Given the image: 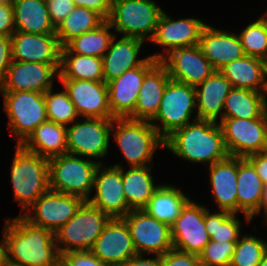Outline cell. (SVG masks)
Instances as JSON below:
<instances>
[{"label": "cell", "mask_w": 267, "mask_h": 266, "mask_svg": "<svg viewBox=\"0 0 267 266\" xmlns=\"http://www.w3.org/2000/svg\"><path fill=\"white\" fill-rule=\"evenodd\" d=\"M7 259L24 266H55L60 254L54 233L30 224L21 215L5 222Z\"/></svg>", "instance_id": "1"}, {"label": "cell", "mask_w": 267, "mask_h": 266, "mask_svg": "<svg viewBox=\"0 0 267 266\" xmlns=\"http://www.w3.org/2000/svg\"><path fill=\"white\" fill-rule=\"evenodd\" d=\"M185 127L173 132L164 140L175 156L193 163H209L208 166L226 159L229 155L218 122L192 119Z\"/></svg>", "instance_id": "2"}, {"label": "cell", "mask_w": 267, "mask_h": 266, "mask_svg": "<svg viewBox=\"0 0 267 266\" xmlns=\"http://www.w3.org/2000/svg\"><path fill=\"white\" fill-rule=\"evenodd\" d=\"M11 165L10 178L14 199L21 206V212L27 209L49 188L48 159L16 145Z\"/></svg>", "instance_id": "3"}, {"label": "cell", "mask_w": 267, "mask_h": 266, "mask_svg": "<svg viewBox=\"0 0 267 266\" xmlns=\"http://www.w3.org/2000/svg\"><path fill=\"white\" fill-rule=\"evenodd\" d=\"M111 131L130 167L149 166L156 149L164 147V140L150 121L114 118Z\"/></svg>", "instance_id": "4"}, {"label": "cell", "mask_w": 267, "mask_h": 266, "mask_svg": "<svg viewBox=\"0 0 267 266\" xmlns=\"http://www.w3.org/2000/svg\"><path fill=\"white\" fill-rule=\"evenodd\" d=\"M48 163L50 190L87 201L93 189L96 169L103 162L66 153L50 158Z\"/></svg>", "instance_id": "5"}, {"label": "cell", "mask_w": 267, "mask_h": 266, "mask_svg": "<svg viewBox=\"0 0 267 266\" xmlns=\"http://www.w3.org/2000/svg\"><path fill=\"white\" fill-rule=\"evenodd\" d=\"M163 13L153 0H111L108 22L123 37L150 42Z\"/></svg>", "instance_id": "6"}, {"label": "cell", "mask_w": 267, "mask_h": 266, "mask_svg": "<svg viewBox=\"0 0 267 266\" xmlns=\"http://www.w3.org/2000/svg\"><path fill=\"white\" fill-rule=\"evenodd\" d=\"M109 220L106 213L85 201L76 214L54 233L60 256L70 251L90 250Z\"/></svg>", "instance_id": "7"}, {"label": "cell", "mask_w": 267, "mask_h": 266, "mask_svg": "<svg viewBox=\"0 0 267 266\" xmlns=\"http://www.w3.org/2000/svg\"><path fill=\"white\" fill-rule=\"evenodd\" d=\"M194 110L196 111L195 86L170 79L165 87L159 110L150 123L165 140L176 130L191 123ZM158 121L162 125L155 123Z\"/></svg>", "instance_id": "8"}, {"label": "cell", "mask_w": 267, "mask_h": 266, "mask_svg": "<svg viewBox=\"0 0 267 266\" xmlns=\"http://www.w3.org/2000/svg\"><path fill=\"white\" fill-rule=\"evenodd\" d=\"M8 129L21 145L42 122L48 120L44 93L2 92Z\"/></svg>", "instance_id": "9"}, {"label": "cell", "mask_w": 267, "mask_h": 266, "mask_svg": "<svg viewBox=\"0 0 267 266\" xmlns=\"http://www.w3.org/2000/svg\"><path fill=\"white\" fill-rule=\"evenodd\" d=\"M229 156L246 158L267 151V113L259 118H222L217 121Z\"/></svg>", "instance_id": "10"}, {"label": "cell", "mask_w": 267, "mask_h": 266, "mask_svg": "<svg viewBox=\"0 0 267 266\" xmlns=\"http://www.w3.org/2000/svg\"><path fill=\"white\" fill-rule=\"evenodd\" d=\"M113 119L82 117L67 126V153L104 159L108 154Z\"/></svg>", "instance_id": "11"}, {"label": "cell", "mask_w": 267, "mask_h": 266, "mask_svg": "<svg viewBox=\"0 0 267 266\" xmlns=\"http://www.w3.org/2000/svg\"><path fill=\"white\" fill-rule=\"evenodd\" d=\"M84 202L80 197L49 189L28 208L30 211L21 216L30 224L55 233L76 214Z\"/></svg>", "instance_id": "12"}, {"label": "cell", "mask_w": 267, "mask_h": 266, "mask_svg": "<svg viewBox=\"0 0 267 266\" xmlns=\"http://www.w3.org/2000/svg\"><path fill=\"white\" fill-rule=\"evenodd\" d=\"M139 255L162 256L173 248L170 226L155 219L144 209L131 210L123 217Z\"/></svg>", "instance_id": "13"}, {"label": "cell", "mask_w": 267, "mask_h": 266, "mask_svg": "<svg viewBox=\"0 0 267 266\" xmlns=\"http://www.w3.org/2000/svg\"><path fill=\"white\" fill-rule=\"evenodd\" d=\"M100 164L94 175L95 195L87 202L106 213L110 218H123L132 209L128 206L122 182V165Z\"/></svg>", "instance_id": "14"}, {"label": "cell", "mask_w": 267, "mask_h": 266, "mask_svg": "<svg viewBox=\"0 0 267 266\" xmlns=\"http://www.w3.org/2000/svg\"><path fill=\"white\" fill-rule=\"evenodd\" d=\"M159 61L147 56V59L136 68L124 72L119 78L107 83L109 107L114 118L135 120V105L144 76Z\"/></svg>", "instance_id": "15"}, {"label": "cell", "mask_w": 267, "mask_h": 266, "mask_svg": "<svg viewBox=\"0 0 267 266\" xmlns=\"http://www.w3.org/2000/svg\"><path fill=\"white\" fill-rule=\"evenodd\" d=\"M205 205L191 199L181 209L179 216L170 226L173 248L199 255L209 243L205 228Z\"/></svg>", "instance_id": "16"}, {"label": "cell", "mask_w": 267, "mask_h": 266, "mask_svg": "<svg viewBox=\"0 0 267 266\" xmlns=\"http://www.w3.org/2000/svg\"><path fill=\"white\" fill-rule=\"evenodd\" d=\"M60 63L11 62L1 92H39L45 93L53 88L54 76L59 77ZM57 73V74H56Z\"/></svg>", "instance_id": "17"}, {"label": "cell", "mask_w": 267, "mask_h": 266, "mask_svg": "<svg viewBox=\"0 0 267 266\" xmlns=\"http://www.w3.org/2000/svg\"><path fill=\"white\" fill-rule=\"evenodd\" d=\"M205 25L206 23L193 17L173 19L163 11L150 42L164 47L165 52L152 54L151 57L160 61L174 49L198 45Z\"/></svg>", "instance_id": "18"}, {"label": "cell", "mask_w": 267, "mask_h": 266, "mask_svg": "<svg viewBox=\"0 0 267 266\" xmlns=\"http://www.w3.org/2000/svg\"><path fill=\"white\" fill-rule=\"evenodd\" d=\"M68 92L79 117L114 119L109 107L105 81L59 79Z\"/></svg>", "instance_id": "19"}, {"label": "cell", "mask_w": 267, "mask_h": 266, "mask_svg": "<svg viewBox=\"0 0 267 266\" xmlns=\"http://www.w3.org/2000/svg\"><path fill=\"white\" fill-rule=\"evenodd\" d=\"M90 251L110 266H122L137 255L129 227L123 218H110Z\"/></svg>", "instance_id": "20"}, {"label": "cell", "mask_w": 267, "mask_h": 266, "mask_svg": "<svg viewBox=\"0 0 267 266\" xmlns=\"http://www.w3.org/2000/svg\"><path fill=\"white\" fill-rule=\"evenodd\" d=\"M160 62L171 80L192 86L202 83L215 71L199 45L174 49Z\"/></svg>", "instance_id": "21"}, {"label": "cell", "mask_w": 267, "mask_h": 266, "mask_svg": "<svg viewBox=\"0 0 267 266\" xmlns=\"http://www.w3.org/2000/svg\"><path fill=\"white\" fill-rule=\"evenodd\" d=\"M10 39L13 61L60 63L62 46L56 34L15 31Z\"/></svg>", "instance_id": "22"}, {"label": "cell", "mask_w": 267, "mask_h": 266, "mask_svg": "<svg viewBox=\"0 0 267 266\" xmlns=\"http://www.w3.org/2000/svg\"><path fill=\"white\" fill-rule=\"evenodd\" d=\"M198 45L215 70L245 55L238 35L209 24L203 28Z\"/></svg>", "instance_id": "23"}, {"label": "cell", "mask_w": 267, "mask_h": 266, "mask_svg": "<svg viewBox=\"0 0 267 266\" xmlns=\"http://www.w3.org/2000/svg\"><path fill=\"white\" fill-rule=\"evenodd\" d=\"M230 81L218 70H215L202 83L195 86L196 115L194 119L211 120L217 122L223 118L225 98L232 89Z\"/></svg>", "instance_id": "24"}, {"label": "cell", "mask_w": 267, "mask_h": 266, "mask_svg": "<svg viewBox=\"0 0 267 266\" xmlns=\"http://www.w3.org/2000/svg\"><path fill=\"white\" fill-rule=\"evenodd\" d=\"M117 35L111 40L109 48L102 57L104 81L119 78L124 72L139 67L146 59H139L138 54L145 42L138 38L121 37L116 41Z\"/></svg>", "instance_id": "25"}, {"label": "cell", "mask_w": 267, "mask_h": 266, "mask_svg": "<svg viewBox=\"0 0 267 266\" xmlns=\"http://www.w3.org/2000/svg\"><path fill=\"white\" fill-rule=\"evenodd\" d=\"M212 197L220 211L237 214V157L208 166Z\"/></svg>", "instance_id": "26"}, {"label": "cell", "mask_w": 267, "mask_h": 266, "mask_svg": "<svg viewBox=\"0 0 267 266\" xmlns=\"http://www.w3.org/2000/svg\"><path fill=\"white\" fill-rule=\"evenodd\" d=\"M263 187L254 166L237 157V214L242 212L247 223L258 215Z\"/></svg>", "instance_id": "27"}, {"label": "cell", "mask_w": 267, "mask_h": 266, "mask_svg": "<svg viewBox=\"0 0 267 266\" xmlns=\"http://www.w3.org/2000/svg\"><path fill=\"white\" fill-rule=\"evenodd\" d=\"M169 80L167 69L160 61L144 76L135 105V120L151 121L156 116Z\"/></svg>", "instance_id": "28"}, {"label": "cell", "mask_w": 267, "mask_h": 266, "mask_svg": "<svg viewBox=\"0 0 267 266\" xmlns=\"http://www.w3.org/2000/svg\"><path fill=\"white\" fill-rule=\"evenodd\" d=\"M21 146L41 157L50 158L67 153V127L46 120L42 122Z\"/></svg>", "instance_id": "29"}, {"label": "cell", "mask_w": 267, "mask_h": 266, "mask_svg": "<svg viewBox=\"0 0 267 266\" xmlns=\"http://www.w3.org/2000/svg\"><path fill=\"white\" fill-rule=\"evenodd\" d=\"M218 71L230 81L233 88L262 92L267 62L244 55L240 59L225 64Z\"/></svg>", "instance_id": "30"}, {"label": "cell", "mask_w": 267, "mask_h": 266, "mask_svg": "<svg viewBox=\"0 0 267 266\" xmlns=\"http://www.w3.org/2000/svg\"><path fill=\"white\" fill-rule=\"evenodd\" d=\"M15 31L32 34H55L46 0H11Z\"/></svg>", "instance_id": "31"}, {"label": "cell", "mask_w": 267, "mask_h": 266, "mask_svg": "<svg viewBox=\"0 0 267 266\" xmlns=\"http://www.w3.org/2000/svg\"><path fill=\"white\" fill-rule=\"evenodd\" d=\"M151 165L130 167L124 171L122 168V182L128 206L134 209H144L153 194L160 188L156 185L150 173Z\"/></svg>", "instance_id": "32"}, {"label": "cell", "mask_w": 267, "mask_h": 266, "mask_svg": "<svg viewBox=\"0 0 267 266\" xmlns=\"http://www.w3.org/2000/svg\"><path fill=\"white\" fill-rule=\"evenodd\" d=\"M58 78L104 81L102 58L71 53L63 46Z\"/></svg>", "instance_id": "33"}, {"label": "cell", "mask_w": 267, "mask_h": 266, "mask_svg": "<svg viewBox=\"0 0 267 266\" xmlns=\"http://www.w3.org/2000/svg\"><path fill=\"white\" fill-rule=\"evenodd\" d=\"M189 200L179 188L161 184L144 210L155 219L171 226Z\"/></svg>", "instance_id": "34"}, {"label": "cell", "mask_w": 267, "mask_h": 266, "mask_svg": "<svg viewBox=\"0 0 267 266\" xmlns=\"http://www.w3.org/2000/svg\"><path fill=\"white\" fill-rule=\"evenodd\" d=\"M264 112L262 92L232 88L225 98L223 118H259Z\"/></svg>", "instance_id": "35"}, {"label": "cell", "mask_w": 267, "mask_h": 266, "mask_svg": "<svg viewBox=\"0 0 267 266\" xmlns=\"http://www.w3.org/2000/svg\"><path fill=\"white\" fill-rule=\"evenodd\" d=\"M105 20L88 8L75 6L72 12L55 28L60 45L65 46L74 37L91 31Z\"/></svg>", "instance_id": "36"}, {"label": "cell", "mask_w": 267, "mask_h": 266, "mask_svg": "<svg viewBox=\"0 0 267 266\" xmlns=\"http://www.w3.org/2000/svg\"><path fill=\"white\" fill-rule=\"evenodd\" d=\"M111 26L105 20L97 28L74 37L65 47L71 52L80 55H89L102 58L107 52L111 40L116 34L110 32Z\"/></svg>", "instance_id": "37"}, {"label": "cell", "mask_w": 267, "mask_h": 266, "mask_svg": "<svg viewBox=\"0 0 267 266\" xmlns=\"http://www.w3.org/2000/svg\"><path fill=\"white\" fill-rule=\"evenodd\" d=\"M210 213L205 211V228L210 240L216 242H237L241 236V222L236 217V213L220 211Z\"/></svg>", "instance_id": "38"}, {"label": "cell", "mask_w": 267, "mask_h": 266, "mask_svg": "<svg viewBox=\"0 0 267 266\" xmlns=\"http://www.w3.org/2000/svg\"><path fill=\"white\" fill-rule=\"evenodd\" d=\"M47 118L51 122L66 126L79 118L75 106L70 100L68 92L64 89L53 93L52 88L44 93Z\"/></svg>", "instance_id": "39"}, {"label": "cell", "mask_w": 267, "mask_h": 266, "mask_svg": "<svg viewBox=\"0 0 267 266\" xmlns=\"http://www.w3.org/2000/svg\"><path fill=\"white\" fill-rule=\"evenodd\" d=\"M266 251L267 242L260 237L243 234L236 243L230 266H258Z\"/></svg>", "instance_id": "40"}, {"label": "cell", "mask_w": 267, "mask_h": 266, "mask_svg": "<svg viewBox=\"0 0 267 266\" xmlns=\"http://www.w3.org/2000/svg\"><path fill=\"white\" fill-rule=\"evenodd\" d=\"M238 36L245 55L267 62V31L259 19L247 25Z\"/></svg>", "instance_id": "41"}, {"label": "cell", "mask_w": 267, "mask_h": 266, "mask_svg": "<svg viewBox=\"0 0 267 266\" xmlns=\"http://www.w3.org/2000/svg\"><path fill=\"white\" fill-rule=\"evenodd\" d=\"M236 243L210 240L199 254L200 266H230Z\"/></svg>", "instance_id": "42"}, {"label": "cell", "mask_w": 267, "mask_h": 266, "mask_svg": "<svg viewBox=\"0 0 267 266\" xmlns=\"http://www.w3.org/2000/svg\"><path fill=\"white\" fill-rule=\"evenodd\" d=\"M65 266H110L98 259L90 250L70 251L60 256Z\"/></svg>", "instance_id": "43"}, {"label": "cell", "mask_w": 267, "mask_h": 266, "mask_svg": "<svg viewBox=\"0 0 267 266\" xmlns=\"http://www.w3.org/2000/svg\"><path fill=\"white\" fill-rule=\"evenodd\" d=\"M163 266H200L199 255L171 248L162 255Z\"/></svg>", "instance_id": "44"}, {"label": "cell", "mask_w": 267, "mask_h": 266, "mask_svg": "<svg viewBox=\"0 0 267 266\" xmlns=\"http://www.w3.org/2000/svg\"><path fill=\"white\" fill-rule=\"evenodd\" d=\"M51 23L56 28L75 8L72 0H46Z\"/></svg>", "instance_id": "45"}, {"label": "cell", "mask_w": 267, "mask_h": 266, "mask_svg": "<svg viewBox=\"0 0 267 266\" xmlns=\"http://www.w3.org/2000/svg\"><path fill=\"white\" fill-rule=\"evenodd\" d=\"M15 32L14 11L11 0L0 3V37H11Z\"/></svg>", "instance_id": "46"}, {"label": "cell", "mask_w": 267, "mask_h": 266, "mask_svg": "<svg viewBox=\"0 0 267 266\" xmlns=\"http://www.w3.org/2000/svg\"><path fill=\"white\" fill-rule=\"evenodd\" d=\"M75 6L88 8L108 20L111 11V0H72Z\"/></svg>", "instance_id": "47"}, {"label": "cell", "mask_w": 267, "mask_h": 266, "mask_svg": "<svg viewBox=\"0 0 267 266\" xmlns=\"http://www.w3.org/2000/svg\"><path fill=\"white\" fill-rule=\"evenodd\" d=\"M11 62V39L10 37H0V84L4 81Z\"/></svg>", "instance_id": "48"}, {"label": "cell", "mask_w": 267, "mask_h": 266, "mask_svg": "<svg viewBox=\"0 0 267 266\" xmlns=\"http://www.w3.org/2000/svg\"><path fill=\"white\" fill-rule=\"evenodd\" d=\"M246 159L254 166L263 185H267V151L251 154Z\"/></svg>", "instance_id": "49"}, {"label": "cell", "mask_w": 267, "mask_h": 266, "mask_svg": "<svg viewBox=\"0 0 267 266\" xmlns=\"http://www.w3.org/2000/svg\"><path fill=\"white\" fill-rule=\"evenodd\" d=\"M122 266H163L162 256H157L153 258H144V255H135L130 258Z\"/></svg>", "instance_id": "50"}, {"label": "cell", "mask_w": 267, "mask_h": 266, "mask_svg": "<svg viewBox=\"0 0 267 266\" xmlns=\"http://www.w3.org/2000/svg\"><path fill=\"white\" fill-rule=\"evenodd\" d=\"M7 259V242H6V236H5V225L3 229V238L0 242V266H5Z\"/></svg>", "instance_id": "51"}, {"label": "cell", "mask_w": 267, "mask_h": 266, "mask_svg": "<svg viewBox=\"0 0 267 266\" xmlns=\"http://www.w3.org/2000/svg\"><path fill=\"white\" fill-rule=\"evenodd\" d=\"M261 211H263L264 213L263 217H265L267 215V185H264L263 187L261 202L258 208L259 215Z\"/></svg>", "instance_id": "52"}, {"label": "cell", "mask_w": 267, "mask_h": 266, "mask_svg": "<svg viewBox=\"0 0 267 266\" xmlns=\"http://www.w3.org/2000/svg\"><path fill=\"white\" fill-rule=\"evenodd\" d=\"M262 98H263V107H264L265 112L267 113V71H266L265 78H264Z\"/></svg>", "instance_id": "53"}, {"label": "cell", "mask_w": 267, "mask_h": 266, "mask_svg": "<svg viewBox=\"0 0 267 266\" xmlns=\"http://www.w3.org/2000/svg\"><path fill=\"white\" fill-rule=\"evenodd\" d=\"M260 22L263 24L264 28L267 31V10L263 16L259 18Z\"/></svg>", "instance_id": "54"}, {"label": "cell", "mask_w": 267, "mask_h": 266, "mask_svg": "<svg viewBox=\"0 0 267 266\" xmlns=\"http://www.w3.org/2000/svg\"><path fill=\"white\" fill-rule=\"evenodd\" d=\"M258 266H267V251L264 253Z\"/></svg>", "instance_id": "55"}, {"label": "cell", "mask_w": 267, "mask_h": 266, "mask_svg": "<svg viewBox=\"0 0 267 266\" xmlns=\"http://www.w3.org/2000/svg\"><path fill=\"white\" fill-rule=\"evenodd\" d=\"M5 266H24L7 261Z\"/></svg>", "instance_id": "56"}, {"label": "cell", "mask_w": 267, "mask_h": 266, "mask_svg": "<svg viewBox=\"0 0 267 266\" xmlns=\"http://www.w3.org/2000/svg\"><path fill=\"white\" fill-rule=\"evenodd\" d=\"M55 266H65L61 261H59Z\"/></svg>", "instance_id": "57"}]
</instances>
